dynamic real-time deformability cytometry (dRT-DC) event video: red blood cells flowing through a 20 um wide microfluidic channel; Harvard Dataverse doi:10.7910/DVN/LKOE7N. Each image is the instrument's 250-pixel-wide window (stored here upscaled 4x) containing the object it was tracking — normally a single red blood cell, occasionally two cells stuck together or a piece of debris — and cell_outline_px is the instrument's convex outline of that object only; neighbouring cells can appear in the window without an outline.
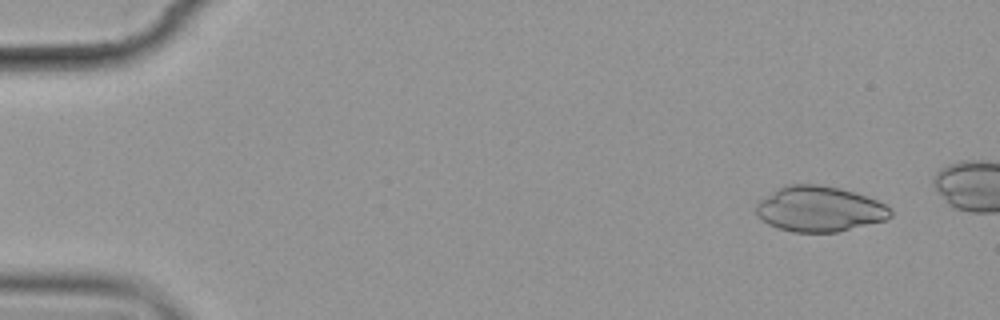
{"species": "common noctule bat (a hibernating species)", "species_latin": "Nyctalus noctula", "temperature_condition": "cold", "stored_images_in_passage": 9, "camera_frame_rate_fps": 3000, "um_per_image_px": 0.085, "animal": {"sex": "female", "body_mass_g": 19.9}, "frame": {"image": 1, "passage_image": 1, "time_ms": 0.0, "image_size_px": [1000, 320], "cell_outline_px": [[892, 216], [888, 220], [836, 232], [792, 232], [776, 228], [768, 224], [756, 216], [756, 204], [760, 200], [776, 188], [784, 184], [820, 184], [840, 188], [876, 200], [892, 208]], "centroid_in_image_um": [69.63, 17.76], "position_along_channel_um": 15.4, "area_um2": 35.89}}